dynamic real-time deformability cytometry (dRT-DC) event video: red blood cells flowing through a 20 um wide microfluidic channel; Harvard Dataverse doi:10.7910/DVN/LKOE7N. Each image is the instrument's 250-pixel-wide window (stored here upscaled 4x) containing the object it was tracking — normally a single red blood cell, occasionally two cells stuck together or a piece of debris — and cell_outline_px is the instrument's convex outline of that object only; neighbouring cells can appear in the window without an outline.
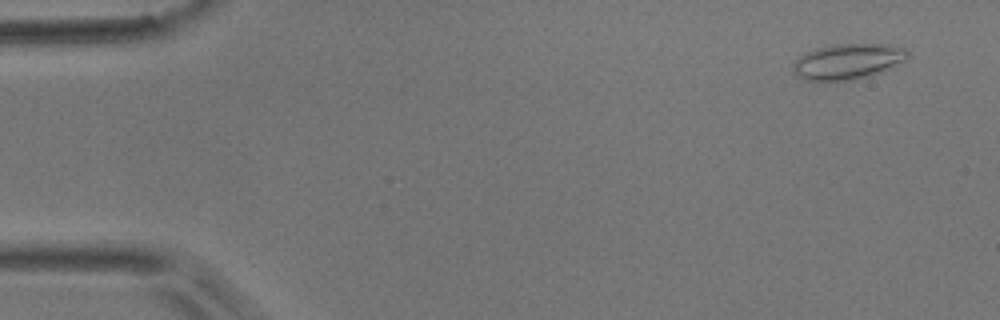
{"species": "common noctule bat (a hibernating species)", "species_latin": "Nyctalus noctula", "temperature_condition": "room temperature", "stored_images_in_passage": 28, "camera_frame_rate_fps": 3000, "um_per_image_px": 0.085, "animal": {"sex": "male", "body_mass_g": 17.9}, "frame": {"image": 1, "passage_image": 3, "time_ms": 0.667, "image_size_px": [1000, 320], "cell_outline_px": [[908, 56], [904, 60], [872, 76], [852, 80], [808, 80], [800, 76], [792, 68], [792, 64], [800, 56], [816, 48], [832, 44], [888, 44], [904, 48], [908, 52]], "centroid_in_image_um": [72.07, 5.21], "position_along_channel_um": 12.9, "area_um2": 23.41}}
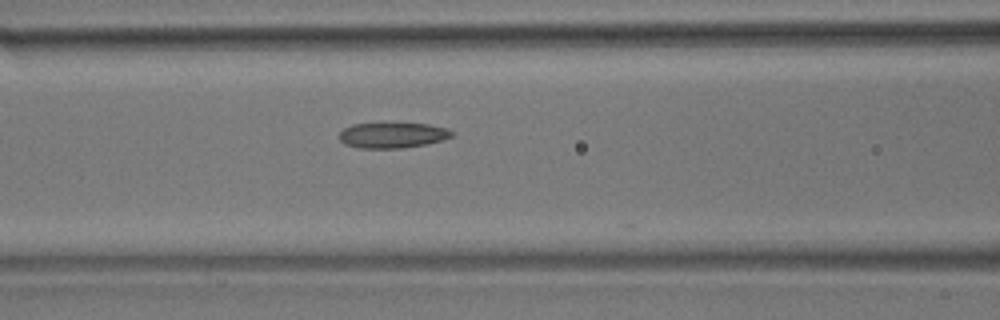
{"frame": {"image": 2, "passage_image": 21, "time_ms": 6.667, "image_size_px": [1000, 320], "cell_outline_px": [[452, 136], [444, 140], [428, 144], [400, 148], [360, 148], [344, 144], [340, 140], [340, 132], [344, 128], [352, 124], [428, 124], [448, 128], [452, 132]], "centroid_in_image_um": [33.38, 11.5], "position_along_channel_um": 133.2, "area_um2": 16.59}}
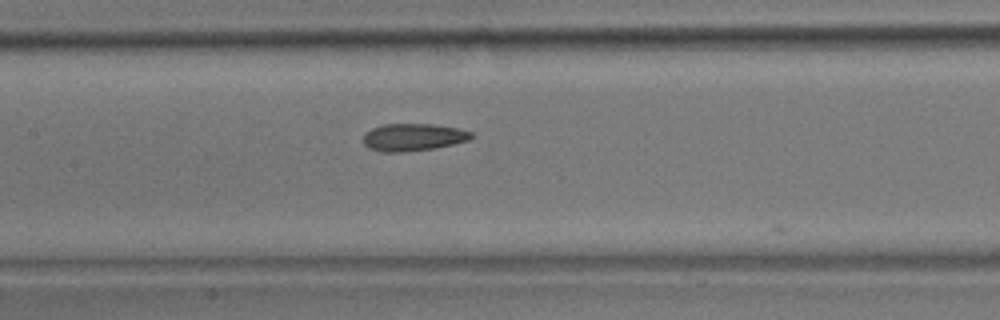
{"frame": {"image": 3, "passage_image": 24, "time_ms": 7.667, "image_size_px": [1000, 320], "cell_outline_px": [[472, 136], [468, 140], [436, 148], [400, 152], [384, 152], [368, 148], [364, 144], [364, 136], [372, 128], [384, 124], [432, 124], [460, 128], [472, 132]], "centroid_in_image_um": [35.13, 11.66], "position_along_channel_um": 172.3, "area_um2": 17.11}}